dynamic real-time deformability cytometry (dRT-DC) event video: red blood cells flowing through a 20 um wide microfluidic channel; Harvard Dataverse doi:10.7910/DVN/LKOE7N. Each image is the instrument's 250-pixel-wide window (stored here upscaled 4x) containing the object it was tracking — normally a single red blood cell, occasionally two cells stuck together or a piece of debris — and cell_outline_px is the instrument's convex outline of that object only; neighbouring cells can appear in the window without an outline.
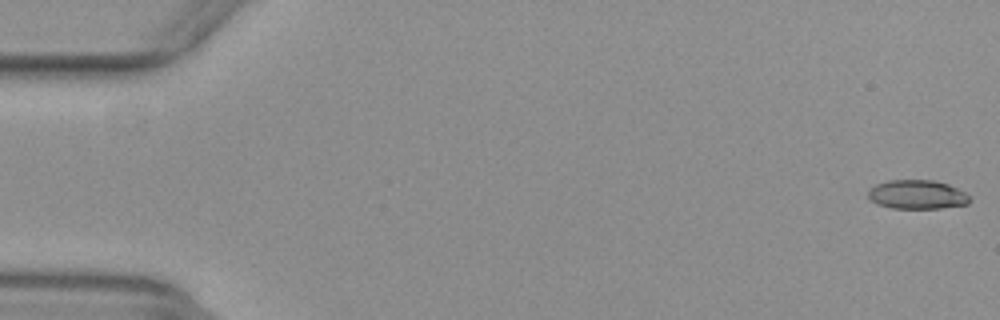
{"species": "common noctule bat (a hibernating species)", "species_latin": "Nyctalus noctula", "temperature_condition": "warm", "stored_images_in_passage": 54, "camera_frame_rate_fps": 3000, "um_per_image_px": 0.085, "animal": {"sex": "female", "body_mass_g": 29.2, "forearm_length_mm": 56.3}, "frame": {"image": 1, "passage_image": 1, "time_ms": 0.0, "image_size_px": [1000, 320], "cell_outline_px": [[972, 200], [968, 204], [940, 208], [892, 208], [876, 204], [868, 200], [868, 192], [876, 184], [888, 180], [936, 180], [948, 184], [972, 196]], "centroid_in_image_um": [77.97, 16.54], "position_along_channel_um": 7.0, "area_um2": 17.34}}
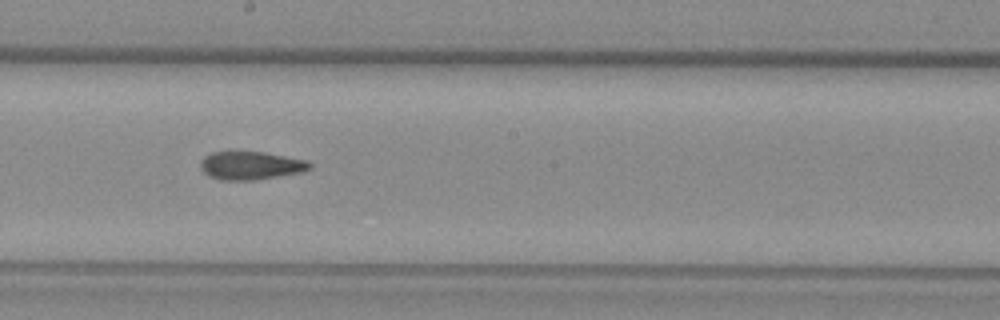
{"frame": {"image": 2, "passage_image": 30, "time_ms": 9.667, "image_size_px": [1000, 320], "cell_outline_px": [[312, 168], [300, 172], [256, 180], [220, 180], [208, 176], [200, 168], [200, 160], [204, 156], [212, 152], [264, 152], [308, 160], [312, 164]], "centroid_in_image_um": [21.3, 14.07], "position_along_channel_um": 226.9, "area_um2": 18.03}}
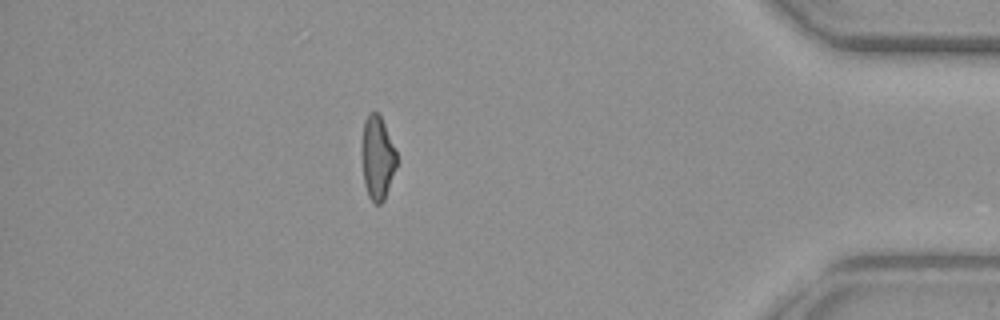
{"frame": {"image": 3, "passage_image": 47, "time_ms": 15.333, "image_size_px": [1000, 320], "cell_outline_px": [[396, 168], [384, 200], [380, 204], [376, 204], [368, 196], [364, 184], [360, 148], [360, 144], [364, 120], [368, 112], [376, 112], [380, 116], [384, 124], [396, 152]], "centroid_in_image_um": [32.04, 13.4], "position_along_channel_um": 403.2, "area_um2": 17.17}, "authors_computed_cell_mechanics": {"area_um2": 18.0336, "velocity_mm_per_s": 3.9181, "shape_relaxation_time_tau1_ms": null, "shape_relaxation_time_tau2_ms": 3.0176, "deformation_change_tau1": null, "deformation_change_tau2": 0.1118}}